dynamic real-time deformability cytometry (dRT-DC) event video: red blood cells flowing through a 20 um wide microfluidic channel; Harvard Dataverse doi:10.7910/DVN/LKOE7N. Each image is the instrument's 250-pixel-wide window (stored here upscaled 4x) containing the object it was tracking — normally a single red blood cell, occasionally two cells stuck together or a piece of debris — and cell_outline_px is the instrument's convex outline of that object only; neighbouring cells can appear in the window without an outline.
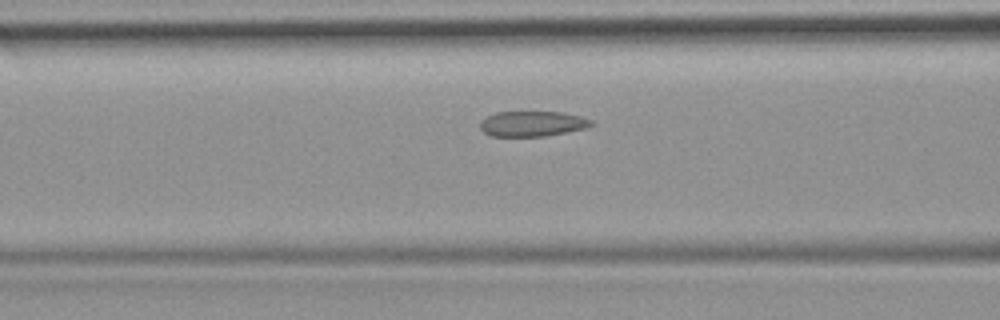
{"species": "common noctule bat (a hibernating species)", "species_latin": "Nyctalus noctula", "temperature_condition": "room temperature", "stored_images_in_passage": 18, "camera_frame_rate_fps": 3000, "um_per_image_px": 0.085, "animal": {"sex": "female", "body_mass_g": 19.9}, "frame": {"image": 1, "passage_image": 16, "time_ms": 5.0, "image_size_px": [1000, 320], "cell_outline_px": [[596, 124], [588, 128], [544, 136], [492, 136], [484, 132], [480, 128], [480, 120], [496, 112], [560, 112], [580, 116], [592, 120]], "centroid_in_image_um": [45.27, 10.52], "position_along_channel_um": 121.3, "area_um2": 16.42}}